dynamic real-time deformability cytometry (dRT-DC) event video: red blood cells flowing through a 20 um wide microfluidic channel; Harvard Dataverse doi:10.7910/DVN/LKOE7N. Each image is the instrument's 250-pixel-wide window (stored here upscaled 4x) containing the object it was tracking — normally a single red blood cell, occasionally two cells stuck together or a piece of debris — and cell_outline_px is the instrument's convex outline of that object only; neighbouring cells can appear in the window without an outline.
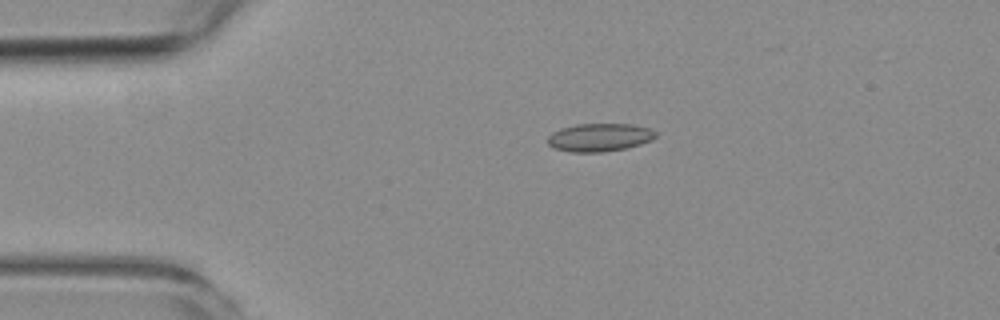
{"species": "common noctule bat (a hibernating species)", "species_latin": "Nyctalus noctula", "temperature_condition": "room temperature", "stored_images_in_passage": 2, "camera_frame_rate_fps": 3000, "um_per_image_px": 0.085, "animal": {"sex": "female", "body_mass_g": 19.3, "forearm_length_mm": 54.1}, "frame": {"image": 1, "passage_image": 1, "time_ms": 0.0, "image_size_px": [1000, 320], "cell_outline_px": [[656, 136], [652, 140], [628, 148], [604, 152], [572, 152], [556, 148], [548, 144], [548, 136], [552, 132], [560, 128], [576, 124], [632, 124], [648, 128], [656, 132]], "centroid_in_image_um": [50.96, 11.68], "position_along_channel_um": 34.0, "area_um2": 17.69}}